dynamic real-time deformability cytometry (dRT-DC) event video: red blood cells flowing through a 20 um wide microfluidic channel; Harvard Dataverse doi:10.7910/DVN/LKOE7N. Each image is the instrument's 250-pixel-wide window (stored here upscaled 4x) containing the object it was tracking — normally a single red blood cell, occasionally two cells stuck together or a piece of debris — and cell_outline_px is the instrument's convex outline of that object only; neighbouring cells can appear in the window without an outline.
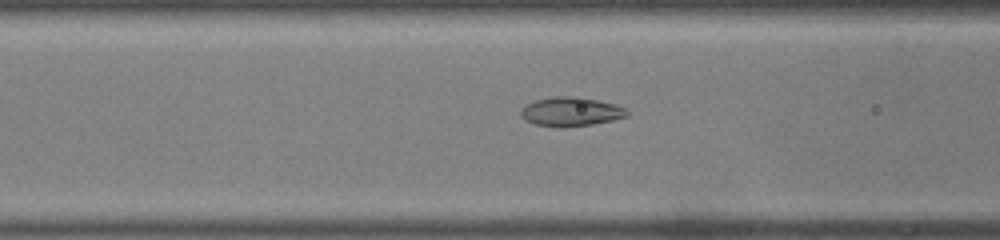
{"species": "common noctule bat (a hibernating species)", "species_latin": "Nyctalus noctula", "temperature_condition": "warm", "stored_images_in_passage": 37, "camera_frame_rate_fps": 3000, "um_per_image_px": 0.085, "animal": {"sex": "male", "body_mass_g": 19.0, "forearm_length_mm": 50.8}, "frame": {"image": 1, "passage_image": 6, "time_ms": 1.667, "image_size_px": [1000, 240], "cell_outline_px": [[628, 116], [612, 120], [592, 124], [536, 124], [520, 116], [520, 108], [524, 104], [536, 100], [552, 96], [576, 96], [616, 104], [624, 108], [628, 112]], "centroid_in_image_um": [48.52, 9.43], "position_along_channel_um": 118.1, "area_um2": 17.22}}
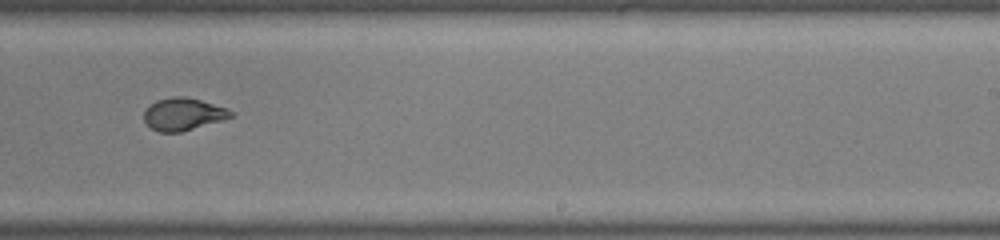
{"frame": {"image": 2, "passage_image": 18, "time_ms": 5.667, "image_size_px": [1000, 240], "cell_outline_px": [[232, 116], [224, 120], [180, 132], [160, 132], [152, 128], [144, 120], [144, 112], [156, 100], [172, 96], [184, 96], [200, 100], [228, 108], [232, 112]], "centroid_in_image_um": [15.59, 9.7], "position_along_channel_um": 273.4, "area_um2": 16.24}}
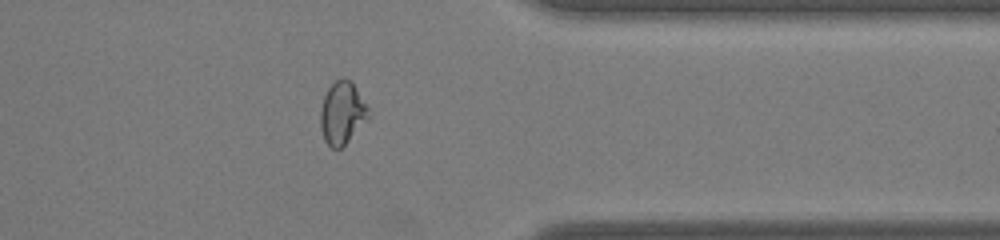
{"frame": {"image": 3, "passage_image": 27, "time_ms": 8.667, "image_size_px": [1000, 240], "cell_outline_px": [[372, 112], [344, 144], [340, 148], [332, 148], [324, 140], [320, 128], [320, 112], [324, 96], [328, 88], [340, 76], [344, 76], [352, 84]], "centroid_in_image_um": [29.06, 9.58], "position_along_channel_um": 382.3, "area_um2": 17.11}, "authors_computed_cell_mechanics": {"area_um2": 17.34, "velocity_mm_per_s": 3.8985, "shape_relaxation_time_tau1_ms": 10.6199, "shape_relaxation_time_tau2_ms": 1.1528, "deformation_change_tau1": 0.2889, "deformation_change_tau2": 0.0528}}